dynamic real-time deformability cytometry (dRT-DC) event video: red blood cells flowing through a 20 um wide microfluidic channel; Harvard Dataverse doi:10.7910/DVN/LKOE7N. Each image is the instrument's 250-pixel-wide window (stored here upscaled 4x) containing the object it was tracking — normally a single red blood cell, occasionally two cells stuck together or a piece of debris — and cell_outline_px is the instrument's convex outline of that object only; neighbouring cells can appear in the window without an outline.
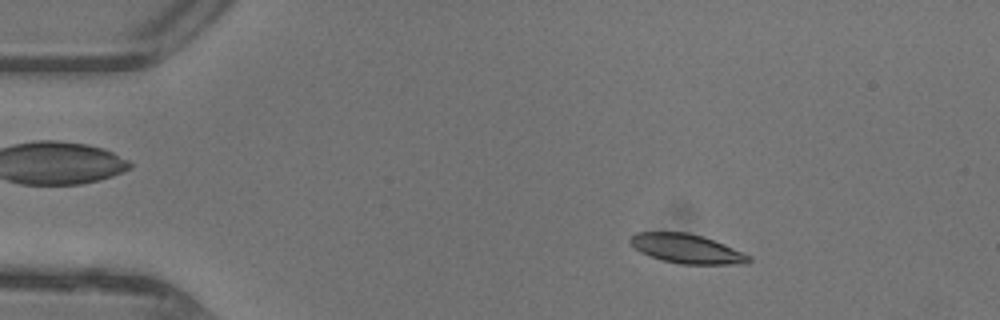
{"species": "common noctule bat (a hibernating species)", "species_latin": "Nyctalus noctula", "temperature_condition": "warm", "stored_images_in_passage": 46, "camera_frame_rate_fps": 3000, "um_per_image_px": 0.085, "animal": {"sex": "female"}, "frame": {"image": 1, "passage_image": 7, "time_ms": 2.0, "image_size_px": [1000, 320], "cell_outline_px": [[752, 260], [748, 264], [680, 264], [660, 260], [648, 256], [640, 252], [628, 244], [628, 240], [636, 232], [688, 232], [704, 236], [724, 244], [752, 256]], "centroid_in_image_um": [58.36, 21.14], "position_along_channel_um": 26.6, "area_um2": 20.58}}
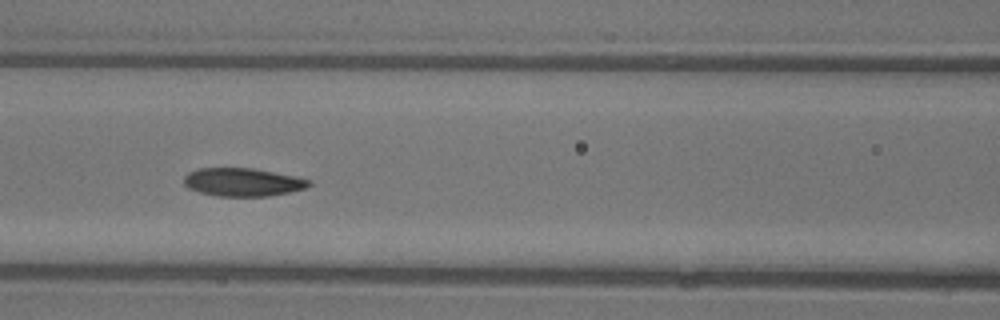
{"frame": {"image": 2, "passage_image": 20, "time_ms": 6.333, "image_size_px": [1000, 320], "cell_outline_px": [[312, 184], [304, 188], [288, 192], [268, 196], [216, 196], [200, 192], [188, 188], [184, 184], [184, 176], [188, 172], [200, 168], [252, 168], [296, 176], [312, 180]], "centroid_in_image_um": [20.63, 15.48], "position_along_channel_um": 146.0, "area_um2": 20.52}}
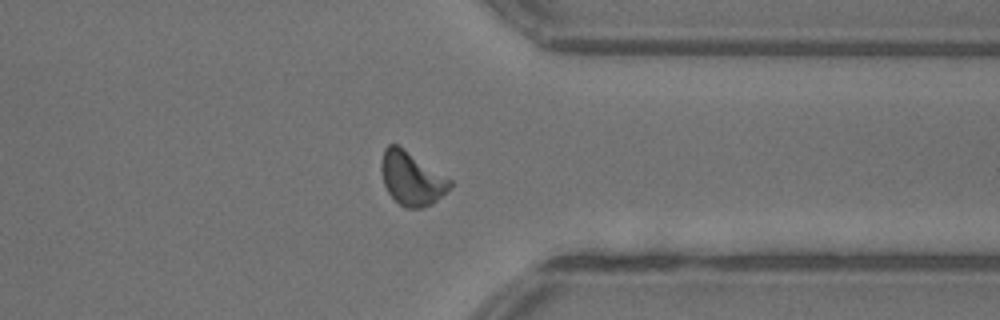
{"frame": {"image": 3, "passage_image": 36, "time_ms": 11.667, "image_size_px": [1000, 320], "cell_outline_px": [[452, 184], [432, 204], [424, 208], [404, 208], [388, 192], [384, 184], [380, 168], [380, 164], [384, 148], [388, 144], [396, 144], [452, 180]], "centroid_in_image_um": [34.95, 15.17], "position_along_channel_um": 376.5, "area_um2": 21.04}, "authors_computed_cell_mechanics": {"area_um2": 20.6057, "velocity_mm_per_s": 4.4019, "shape_relaxation_time_tau1_ms": 5.4237, "shape_relaxation_time_tau2_ms": 2.4398, "deformation_change_tau1": 0.1718, "deformation_change_tau2": 0.0842}}